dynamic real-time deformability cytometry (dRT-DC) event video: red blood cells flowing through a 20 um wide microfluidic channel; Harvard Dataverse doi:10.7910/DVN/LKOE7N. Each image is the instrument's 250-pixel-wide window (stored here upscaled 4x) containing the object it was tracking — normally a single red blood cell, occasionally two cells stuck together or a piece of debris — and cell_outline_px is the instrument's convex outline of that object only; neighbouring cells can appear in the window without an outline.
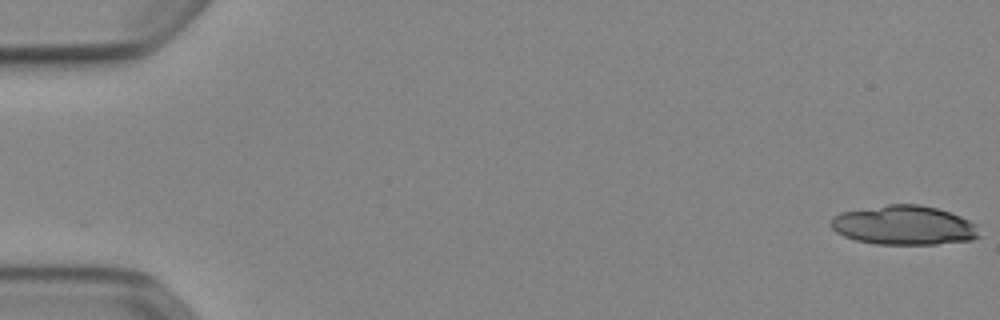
{"species": "Egyptian fruit bat (a non-hibernating species)", "species_latin": "Rousettus aegyptiacus", "temperature_condition": "cold", "stored_images_in_passage": 14, "camera_frame_rate_fps": 3000, "um_per_image_px": 0.085, "animal": {"sex": "female"}, "frame": {"image": 1, "passage_image": 1, "time_ms": 0.0, "image_size_px": [1000, 320], "cell_outline_px": [[980, 236], [972, 240], [936, 244], [876, 244], [856, 240], [844, 236], [836, 232], [832, 228], [832, 216], [840, 212], [888, 204], [920, 204], [936, 208], [960, 216], [976, 224]], "centroid_in_image_um": [76.83, 19.15], "position_along_channel_um": 8.2, "area_um2": 33.93}}